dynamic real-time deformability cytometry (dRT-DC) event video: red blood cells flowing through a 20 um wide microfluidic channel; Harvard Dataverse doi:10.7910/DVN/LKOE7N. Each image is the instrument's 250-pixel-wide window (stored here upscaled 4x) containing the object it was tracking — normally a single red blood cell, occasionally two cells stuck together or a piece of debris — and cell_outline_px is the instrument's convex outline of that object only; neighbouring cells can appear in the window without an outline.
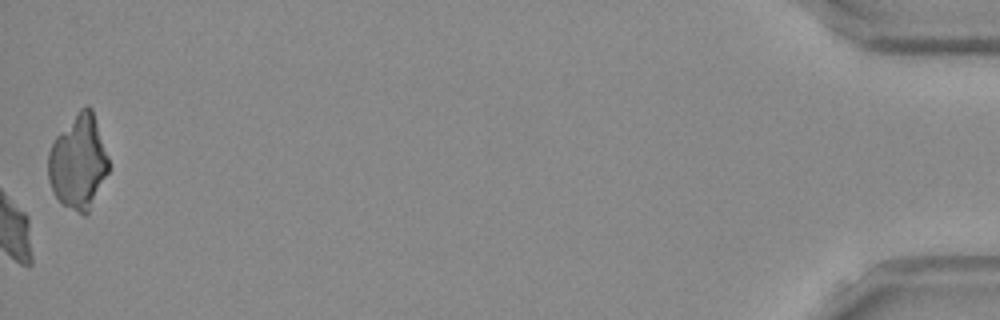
{"species": "Egyptian fruit bat (a non-hibernating species)", "species_latin": "Rousettus aegyptiacus", "temperature_condition": "room temperature", "stored_images_in_passage": 53, "camera_frame_rate_fps": 3000, "um_per_image_px": 0.085, "frame": {"image": 1, "passage_image": 53, "time_ms": 17.333, "image_size_px": [1000, 320], "cell_outline_px": [[108, 172], [88, 216], [84, 216], [60, 204], [52, 192], [48, 180], [48, 152], [56, 136], [80, 108], [88, 104], [92, 108], [108, 156]], "centroid_in_image_um": [6.64, 13.82], "position_along_channel_um": 428.6, "area_um2": 33.58}, "authors_computed_cell_mechanics": {"area_um2": 23.5246, "velocity_mm_per_s": 3.8127, "shape_relaxation_time_tau1_ms": 5.2116, "shape_relaxation_time_tau2_ms": 5.4856, "deformation_change_tau1": 0.1737, "deformation_change_tau2": 0.1256}}